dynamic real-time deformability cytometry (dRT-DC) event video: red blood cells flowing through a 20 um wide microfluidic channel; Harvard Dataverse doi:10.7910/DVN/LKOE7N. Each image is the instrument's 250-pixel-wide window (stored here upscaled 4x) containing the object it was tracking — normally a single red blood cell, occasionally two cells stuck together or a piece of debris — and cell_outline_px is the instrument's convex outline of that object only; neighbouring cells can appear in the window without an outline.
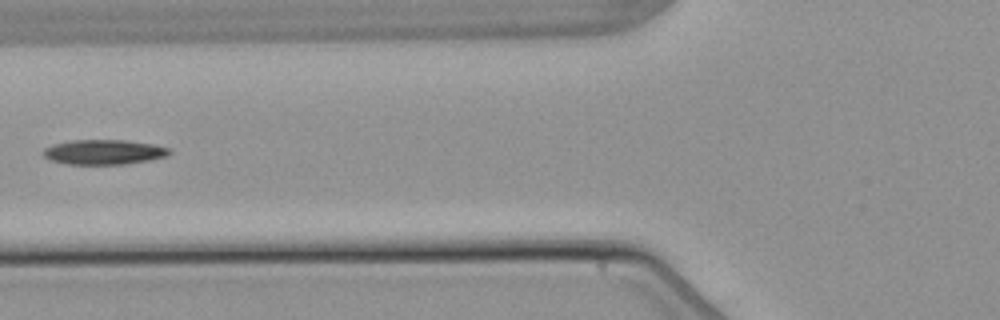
{"species": "common noctule bat (a hibernating species)", "species_latin": "Nyctalus noctula", "temperature_condition": "warm", "stored_images_in_passage": 5, "camera_frame_rate_fps": 3000, "um_per_image_px": 0.085, "animal": {"sex": "male", "body_mass_g": 21.5, "forearm_length_mm": 52.0}, "frame": {"image": 1, "passage_image": 5, "time_ms": 5.0, "image_size_px": [1000, 320], "cell_outline_px": [[172, 152], [168, 156], [148, 160], [124, 164], [68, 164], [52, 160], [44, 156], [44, 148], [52, 144], [72, 140], [124, 140], [152, 144], [168, 148]], "centroid_in_image_um": [8.83, 12.92], "position_along_channel_um": 117.0, "area_um2": 18.09}}